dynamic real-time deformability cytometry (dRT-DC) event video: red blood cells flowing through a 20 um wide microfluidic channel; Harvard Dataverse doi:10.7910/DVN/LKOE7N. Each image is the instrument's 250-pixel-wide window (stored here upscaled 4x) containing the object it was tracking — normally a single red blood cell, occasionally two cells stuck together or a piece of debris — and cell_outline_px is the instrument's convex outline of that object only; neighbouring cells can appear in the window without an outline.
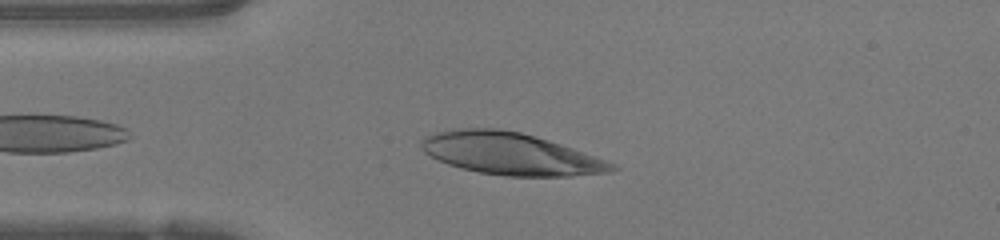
{"species": "human", "species_latin": "Homo sapiens", "temperature_condition": "warm", "stored_images_in_passage": 36, "camera_frame_rate_fps": 3000, "um_per_image_px": 0.085, "donor": {"sex": "female"}, "frame": {"image": 1, "passage_image": 4, "time_ms": 1.0, "image_size_px": [1000, 240], "cell_outline_px": [[620, 168], [612, 172], [572, 176], [504, 176], [480, 172], [460, 168], [448, 164], [424, 152], [420, 148], [420, 140], [424, 136], [436, 132], [460, 128], [500, 128], [520, 132], [548, 140], [608, 160], [616, 164]], "centroid_in_image_um": [43.41, 13.07], "position_along_channel_um": 41.6, "area_um2": 46.82}}
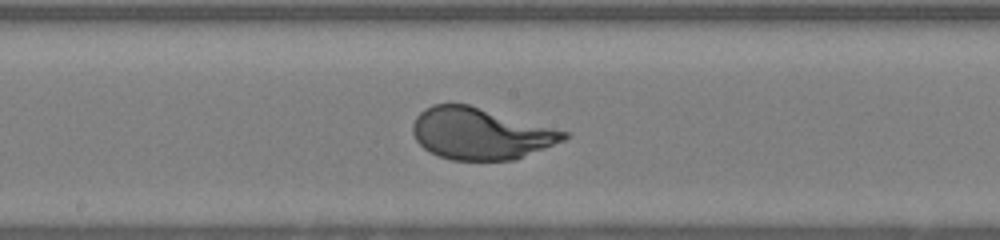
{"frame": {"image": 2, "passage_image": 17, "time_ms": 5.333, "image_size_px": [1000, 240], "cell_outline_px": [[568, 136], [564, 140], [516, 160], [452, 160], [428, 152], [416, 140], [412, 132], [412, 124], [416, 116], [424, 108], [432, 104], [468, 104], [568, 132]], "centroid_in_image_um": [40.8, 11.36], "position_along_channel_um": 207.4, "area_um2": 45.26}}
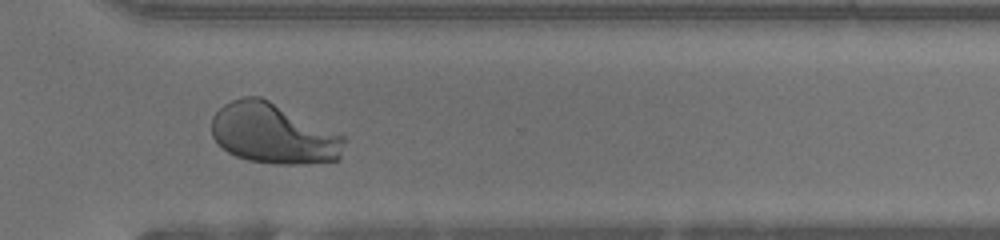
{"frame": {"image": 3, "passage_image": 27, "time_ms": 8.667, "image_size_px": [1000, 240], "cell_outline_px": [[344, 140], [340, 160], [308, 164], [272, 164], [248, 160], [236, 156], [228, 152], [212, 136], [212, 116], [224, 104], [232, 100], [244, 96], [260, 96], [344, 136]], "centroid_in_image_um": [23.22, 11.37], "position_along_channel_um": 347.4, "area_um2": 46.36}, "authors_computed_cell_mechanics": {"area_um2": 45.5753, "velocity_mm_per_s": 4.2109, "shape_relaxation_time_tau1_ms": 2.7557, "shape_relaxation_time_tau2_ms": null, "deformation_change_tau1": 0.2351, "deformation_change_tau2": null}}